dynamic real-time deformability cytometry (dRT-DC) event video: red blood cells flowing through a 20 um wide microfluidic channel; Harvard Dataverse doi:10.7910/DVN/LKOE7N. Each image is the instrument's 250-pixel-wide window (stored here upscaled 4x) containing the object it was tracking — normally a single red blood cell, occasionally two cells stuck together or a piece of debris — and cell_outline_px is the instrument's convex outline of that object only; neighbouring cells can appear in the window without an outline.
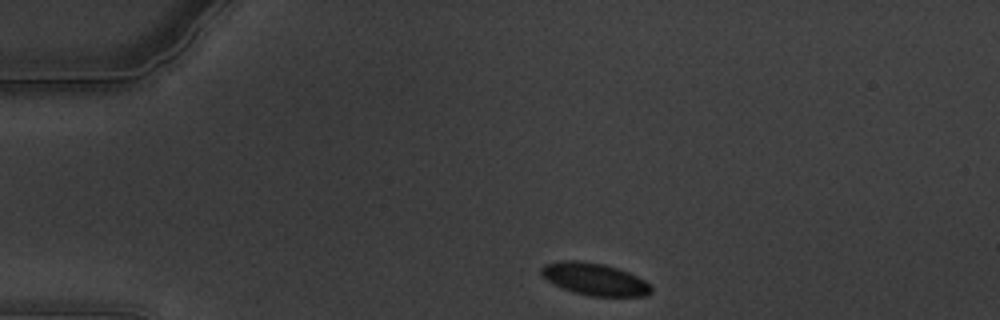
{"species": "common noctule bat (a hibernating species)", "species_latin": "Nyctalus noctula", "temperature_condition": "warm", "stored_images_in_passage": 3, "camera_frame_rate_fps": 3000, "um_per_image_px": 0.085, "animal": {"sex": "male", "body_mass_g": 19.5, "forearm_length_mm": 54.6}, "frame": {"image": 1, "passage_image": 2, "time_ms": 0.333, "image_size_px": [1000, 320], "cell_outline_px": [[652, 292], [648, 296], [592, 296], [576, 292], [564, 288], [548, 280], [540, 272], [540, 268], [544, 264], [560, 260], [576, 260], [604, 264], [628, 272], [644, 280], [652, 288]], "centroid_in_image_um": [50.55, 23.72], "position_along_channel_um": 34.4, "area_um2": 20.35}}